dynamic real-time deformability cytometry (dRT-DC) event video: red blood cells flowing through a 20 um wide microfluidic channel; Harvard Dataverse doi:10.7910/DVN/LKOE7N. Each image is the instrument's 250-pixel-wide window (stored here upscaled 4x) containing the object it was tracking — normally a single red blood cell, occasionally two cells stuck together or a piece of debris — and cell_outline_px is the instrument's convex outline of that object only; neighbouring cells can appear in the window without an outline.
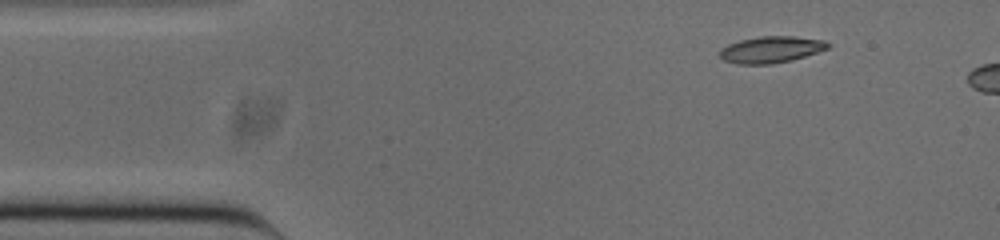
{"species": "common noctule bat (a hibernating species)", "species_latin": "Nyctalus noctula", "temperature_condition": "cold", "stored_images_in_passage": 4, "camera_frame_rate_fps": 3000, "um_per_image_px": 0.085, "animal": {"sex": "male", "body_mass_g": 20.0, "forearm_length_mm": 53.3}, "frame": {"image": 1, "passage_image": 1, "time_ms": 0.0, "image_size_px": [1000, 240], "cell_outline_px": [[832, 44], [828, 48], [792, 60], [772, 64], [736, 64], [724, 60], [720, 56], [720, 48], [728, 44], [740, 40], [760, 36], [792, 36], [824, 40]], "centroid_in_image_um": [65.53, 4.21], "position_along_channel_um": 19.5, "area_um2": 16.7}}